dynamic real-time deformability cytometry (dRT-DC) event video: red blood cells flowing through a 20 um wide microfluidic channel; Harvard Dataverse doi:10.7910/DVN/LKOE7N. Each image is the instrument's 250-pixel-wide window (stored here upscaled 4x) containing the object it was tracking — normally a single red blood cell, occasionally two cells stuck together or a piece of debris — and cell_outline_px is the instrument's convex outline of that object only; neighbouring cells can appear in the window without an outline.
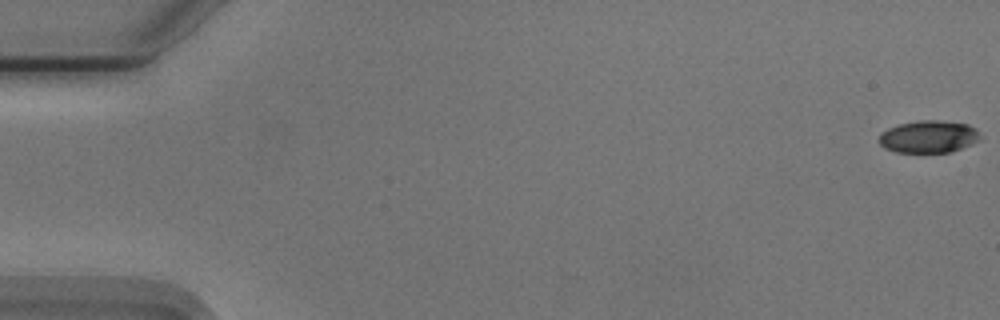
{"species": "Egyptian fruit bat (a non-hibernating species)", "species_latin": "Rousettus aegyptiacus", "temperature_condition": "cold", "stored_images_in_passage": 51, "camera_frame_rate_fps": 3000, "um_per_image_px": 0.085, "animal": {"sex": "male"}, "frame": {"image": 1, "passage_image": 1, "time_ms": 0.0, "image_size_px": [1000, 320], "cell_outline_px": [[980, 140], [972, 144], [948, 152], [896, 152], [884, 148], [876, 140], [880, 132], [888, 128], [900, 124], [920, 120], [944, 120], [968, 124], [976, 128], [980, 136]], "centroid_in_image_um": [78.9, 11.61], "position_along_channel_um": 6.1, "area_um2": 19.25}}
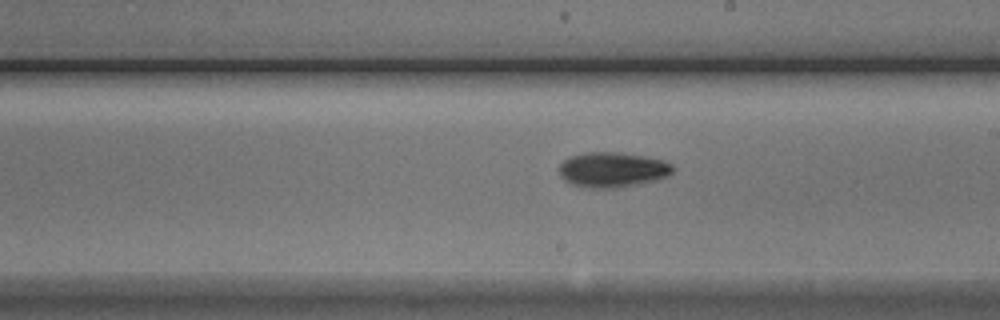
{"frame": {"image": 2, "passage_image": 32, "time_ms": 10.333, "image_size_px": [1000, 320], "cell_outline_px": [[676, 168], [668, 176], [656, 180], [616, 188], [588, 188], [572, 184], [564, 180], [560, 176], [560, 164], [564, 160], [572, 156], [588, 152], [616, 152], [644, 156], [660, 160], [672, 164]], "centroid_in_image_um": [52.06, 14.43], "position_along_channel_um": 236.9, "area_um2": 23.12}}
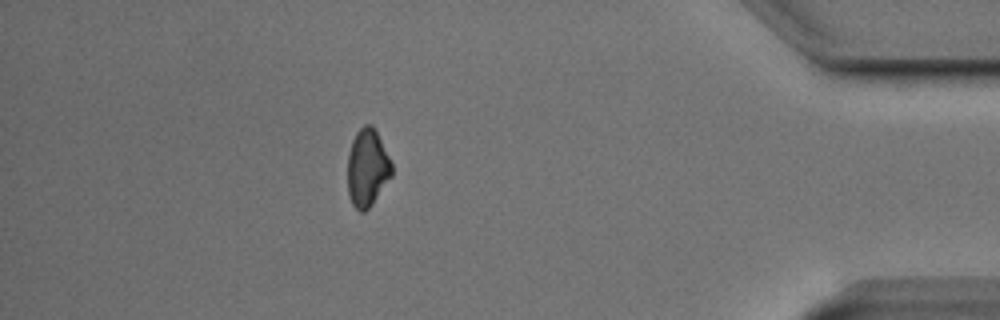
{"frame": {"image": 3, "passage_image": 49, "time_ms": 16.0, "image_size_px": [1000, 320], "cell_outline_px": [[392, 176], [372, 204], [364, 212], [360, 212], [352, 204], [348, 192], [348, 152], [352, 140], [356, 132], [364, 124], [372, 124], [392, 164]], "centroid_in_image_um": [31.21, 14.27], "position_along_channel_um": 404.0, "area_um2": 19.83}, "authors_computed_cell_mechanics": {"area_um2": 20.6346, "velocity_mm_per_s": 3.7466, "shape_relaxation_time_tau1_ms": 4.6359, "shape_relaxation_time_tau2_ms": null, "deformation_change_tau1": 0.157, "deformation_change_tau2": null}}